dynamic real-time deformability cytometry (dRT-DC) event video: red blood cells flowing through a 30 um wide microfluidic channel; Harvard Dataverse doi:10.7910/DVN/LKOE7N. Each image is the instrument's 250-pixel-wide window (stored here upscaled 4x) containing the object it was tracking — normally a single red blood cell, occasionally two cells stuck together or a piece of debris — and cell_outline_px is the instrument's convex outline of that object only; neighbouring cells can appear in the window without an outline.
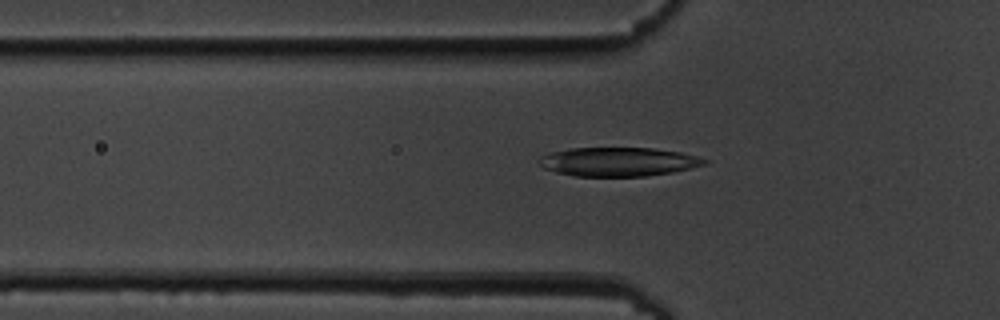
{"species": "common noctule bat (a hibernating species)", "species_latin": "Nyctalus noctula", "temperature_condition": "cold", "stored_images_in_passage": 55, "camera_frame_rate_fps": 3000, "um_per_image_px": 0.085, "animal": {"sex": "male", "body_mass_g": 19.5, "forearm_length_mm": 54.6}, "frame": {"image": 1, "passage_image": 18, "time_ms": 5.667, "image_size_px": [1000, 320], "cell_outline_px": [[708, 164], [692, 168], [672, 172], [644, 176], [576, 176], [556, 172], [544, 168], [536, 160], [540, 156], [548, 152], [572, 148], [652, 148], [680, 152], [696, 156], [708, 160]], "centroid_in_image_um": [52.54, 13.74], "position_along_channel_um": 73.3, "area_um2": 27.92}}
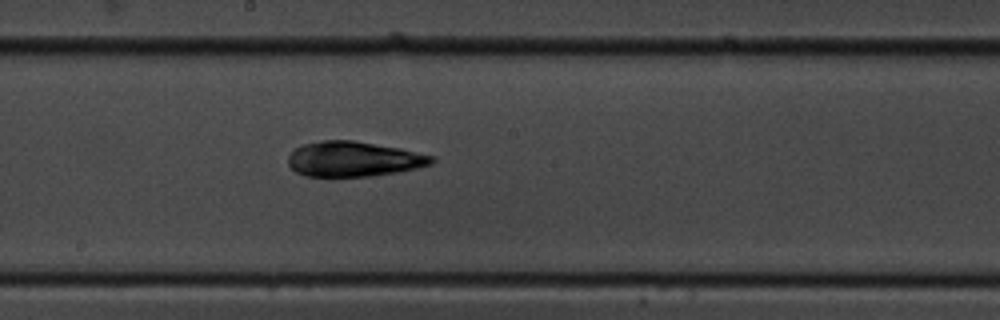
{"frame": {"image": 2, "passage_image": 30, "time_ms": 9.667, "image_size_px": [1000, 320], "cell_outline_px": [[436, 160], [432, 164], [416, 168], [396, 172], [372, 176], [304, 176], [296, 172], [288, 164], [288, 156], [300, 144], [320, 140], [352, 140], [400, 148], [436, 156]], "centroid_in_image_um": [30.06, 13.51], "position_along_channel_um": 218.1, "area_um2": 29.48}}
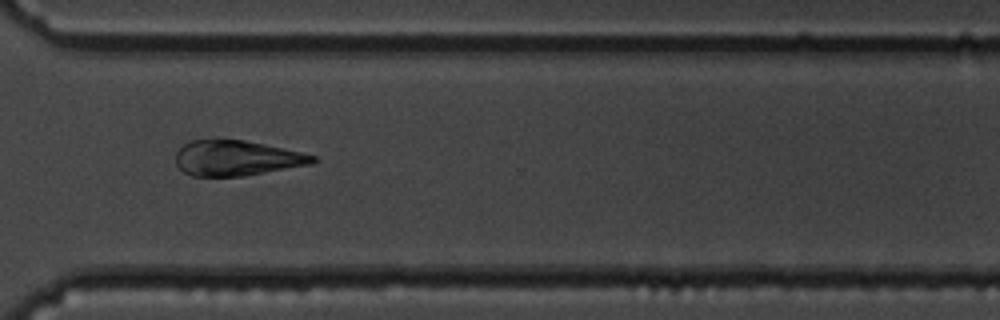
{"frame": {"image": 3, "passage_image": 41, "time_ms": 13.333, "image_size_px": [1000, 320], "cell_outline_px": [[320, 160], [312, 164], [244, 176], [192, 176], [184, 172], [176, 164], [176, 152], [184, 144], [192, 140], [244, 140], [264, 144], [300, 152], [316, 156]], "centroid_in_image_um": [20.13, 13.45], "position_along_channel_um": 350.5, "area_um2": 28.03}, "authors_computed_cell_mechanics": {"area_um2": 28.6688, "velocity_mm_per_s": 3.6083, "shape_relaxation_time_tau1_ms": 3.8507, "shape_relaxation_time_tau2_ms": 8.6177, "deformation_change_tau1": 0.1284, "deformation_change_tau2": 0.1979}}